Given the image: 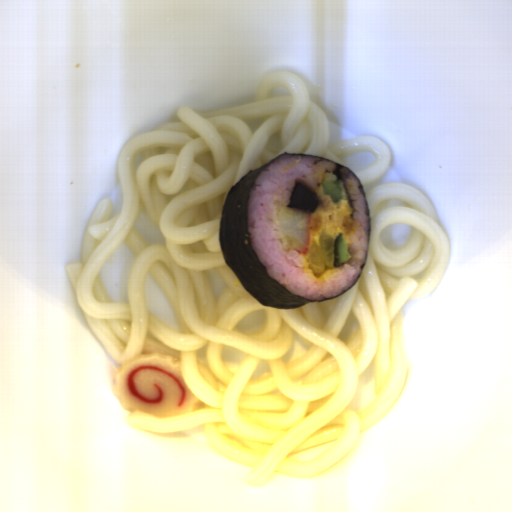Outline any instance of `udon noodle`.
Listing matches in <instances>:
<instances>
[{"mask_svg":"<svg viewBox=\"0 0 512 512\" xmlns=\"http://www.w3.org/2000/svg\"><path fill=\"white\" fill-rule=\"evenodd\" d=\"M132 135L118 157L121 210L109 196L92 209L80 260L64 271L93 334L122 367L139 355L179 359L193 412L159 418L129 411L128 424L155 433L203 427L212 449L265 484L275 474L317 477L339 464L360 435L397 403L408 364L402 309L434 290L451 249L438 212L418 187L387 182L364 193L370 232L362 272L330 301L264 306L228 267L220 221L233 185L283 153L339 163L366 186L389 165L375 137L328 144V121L298 74L271 72L254 101L199 111ZM373 152L356 170L345 156ZM411 226L406 244L388 250L382 230ZM137 256L129 300L114 303L97 279L121 243ZM151 273L179 329L145 308Z\"/></svg>","mask_w":512,"mask_h":512,"instance_id":"udon-noodle-1","label":"udon noodle"}]
</instances>
